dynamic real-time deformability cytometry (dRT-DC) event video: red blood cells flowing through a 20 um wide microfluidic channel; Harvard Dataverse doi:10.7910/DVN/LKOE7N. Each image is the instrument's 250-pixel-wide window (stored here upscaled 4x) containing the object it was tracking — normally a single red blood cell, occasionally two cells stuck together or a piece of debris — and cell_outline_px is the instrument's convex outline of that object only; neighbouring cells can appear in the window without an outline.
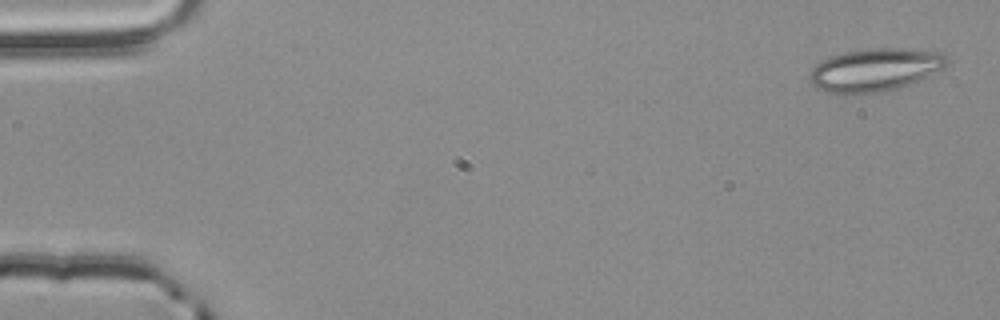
{"species": "common noctule bat (a hibernating species)", "species_latin": "Nyctalus noctula", "temperature_condition": "room temperature", "stored_images_in_passage": 3, "camera_frame_rate_fps": 3000, "um_per_image_px": 0.085, "animal": {"sex": "male", "body_mass_g": 20.4}, "frame": {"image": 1, "passage_image": 1, "time_ms": 0.0, "image_size_px": [1000, 320], "cell_outline_px": [[948, 60], [944, 68], [908, 84], [896, 88], [880, 92], [856, 96], [844, 96], [816, 88], [812, 84], [808, 76], [812, 68], [816, 64], [828, 56], [844, 52], [872, 48], [904, 48], [944, 52]], "centroid_in_image_um": [74.32, 5.95], "position_along_channel_um": 10.7, "area_um2": 34.8}}